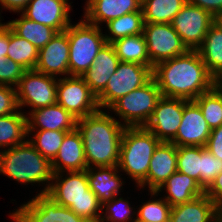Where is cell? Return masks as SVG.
Here are the masks:
<instances>
[{
    "label": "cell",
    "instance_id": "obj_3",
    "mask_svg": "<svg viewBox=\"0 0 222 222\" xmlns=\"http://www.w3.org/2000/svg\"><path fill=\"white\" fill-rule=\"evenodd\" d=\"M67 175L62 178V172L53 173L46 194L59 205L71 209L79 217L89 222H100L104 214L102 204L89 187L87 171H71L67 172Z\"/></svg>",
    "mask_w": 222,
    "mask_h": 222
},
{
    "label": "cell",
    "instance_id": "obj_36",
    "mask_svg": "<svg viewBox=\"0 0 222 222\" xmlns=\"http://www.w3.org/2000/svg\"><path fill=\"white\" fill-rule=\"evenodd\" d=\"M171 207L165 199L149 200L138 208L136 220L143 222H169Z\"/></svg>",
    "mask_w": 222,
    "mask_h": 222
},
{
    "label": "cell",
    "instance_id": "obj_14",
    "mask_svg": "<svg viewBox=\"0 0 222 222\" xmlns=\"http://www.w3.org/2000/svg\"><path fill=\"white\" fill-rule=\"evenodd\" d=\"M184 99L162 96L145 127L161 142H171L180 127Z\"/></svg>",
    "mask_w": 222,
    "mask_h": 222
},
{
    "label": "cell",
    "instance_id": "obj_31",
    "mask_svg": "<svg viewBox=\"0 0 222 222\" xmlns=\"http://www.w3.org/2000/svg\"><path fill=\"white\" fill-rule=\"evenodd\" d=\"M39 50L28 40L17 35L9 27V45L7 58L18 63L25 70L35 69Z\"/></svg>",
    "mask_w": 222,
    "mask_h": 222
},
{
    "label": "cell",
    "instance_id": "obj_25",
    "mask_svg": "<svg viewBox=\"0 0 222 222\" xmlns=\"http://www.w3.org/2000/svg\"><path fill=\"white\" fill-rule=\"evenodd\" d=\"M95 170V171H94ZM118 166H103L87 168L89 187L103 205L119 195L122 179L117 174Z\"/></svg>",
    "mask_w": 222,
    "mask_h": 222
},
{
    "label": "cell",
    "instance_id": "obj_41",
    "mask_svg": "<svg viewBox=\"0 0 222 222\" xmlns=\"http://www.w3.org/2000/svg\"><path fill=\"white\" fill-rule=\"evenodd\" d=\"M205 194L213 201L216 209L222 215V172L215 177V180L205 190Z\"/></svg>",
    "mask_w": 222,
    "mask_h": 222
},
{
    "label": "cell",
    "instance_id": "obj_38",
    "mask_svg": "<svg viewBox=\"0 0 222 222\" xmlns=\"http://www.w3.org/2000/svg\"><path fill=\"white\" fill-rule=\"evenodd\" d=\"M222 172V160L211 154L207 148L201 151L200 185L206 190L215 177Z\"/></svg>",
    "mask_w": 222,
    "mask_h": 222
},
{
    "label": "cell",
    "instance_id": "obj_26",
    "mask_svg": "<svg viewBox=\"0 0 222 222\" xmlns=\"http://www.w3.org/2000/svg\"><path fill=\"white\" fill-rule=\"evenodd\" d=\"M209 73L217 80L222 75V26L215 21L197 49Z\"/></svg>",
    "mask_w": 222,
    "mask_h": 222
},
{
    "label": "cell",
    "instance_id": "obj_1",
    "mask_svg": "<svg viewBox=\"0 0 222 222\" xmlns=\"http://www.w3.org/2000/svg\"><path fill=\"white\" fill-rule=\"evenodd\" d=\"M162 96L194 101L216 85L197 50L156 64L152 69Z\"/></svg>",
    "mask_w": 222,
    "mask_h": 222
},
{
    "label": "cell",
    "instance_id": "obj_33",
    "mask_svg": "<svg viewBox=\"0 0 222 222\" xmlns=\"http://www.w3.org/2000/svg\"><path fill=\"white\" fill-rule=\"evenodd\" d=\"M194 102L199 106L211 130L222 125V89L215 85L197 97Z\"/></svg>",
    "mask_w": 222,
    "mask_h": 222
},
{
    "label": "cell",
    "instance_id": "obj_16",
    "mask_svg": "<svg viewBox=\"0 0 222 222\" xmlns=\"http://www.w3.org/2000/svg\"><path fill=\"white\" fill-rule=\"evenodd\" d=\"M69 38L67 29L57 32L55 36L39 50L35 70L57 77L69 76Z\"/></svg>",
    "mask_w": 222,
    "mask_h": 222
},
{
    "label": "cell",
    "instance_id": "obj_43",
    "mask_svg": "<svg viewBox=\"0 0 222 222\" xmlns=\"http://www.w3.org/2000/svg\"><path fill=\"white\" fill-rule=\"evenodd\" d=\"M188 2L208 11L215 18L222 14V0H188Z\"/></svg>",
    "mask_w": 222,
    "mask_h": 222
},
{
    "label": "cell",
    "instance_id": "obj_27",
    "mask_svg": "<svg viewBox=\"0 0 222 222\" xmlns=\"http://www.w3.org/2000/svg\"><path fill=\"white\" fill-rule=\"evenodd\" d=\"M120 62L138 63L151 67L147 44L143 34L123 37L111 43Z\"/></svg>",
    "mask_w": 222,
    "mask_h": 222
},
{
    "label": "cell",
    "instance_id": "obj_20",
    "mask_svg": "<svg viewBox=\"0 0 222 222\" xmlns=\"http://www.w3.org/2000/svg\"><path fill=\"white\" fill-rule=\"evenodd\" d=\"M119 63L114 46L106 43L97 54L92 66L81 76L96 97L104 91Z\"/></svg>",
    "mask_w": 222,
    "mask_h": 222
},
{
    "label": "cell",
    "instance_id": "obj_44",
    "mask_svg": "<svg viewBox=\"0 0 222 222\" xmlns=\"http://www.w3.org/2000/svg\"><path fill=\"white\" fill-rule=\"evenodd\" d=\"M31 0H0V5L10 12H22Z\"/></svg>",
    "mask_w": 222,
    "mask_h": 222
},
{
    "label": "cell",
    "instance_id": "obj_13",
    "mask_svg": "<svg viewBox=\"0 0 222 222\" xmlns=\"http://www.w3.org/2000/svg\"><path fill=\"white\" fill-rule=\"evenodd\" d=\"M215 21L208 11L187 2L170 24L188 50H197Z\"/></svg>",
    "mask_w": 222,
    "mask_h": 222
},
{
    "label": "cell",
    "instance_id": "obj_28",
    "mask_svg": "<svg viewBox=\"0 0 222 222\" xmlns=\"http://www.w3.org/2000/svg\"><path fill=\"white\" fill-rule=\"evenodd\" d=\"M17 35L32 43L38 50L44 47L57 31L44 24L34 22L23 14L19 19L6 23Z\"/></svg>",
    "mask_w": 222,
    "mask_h": 222
},
{
    "label": "cell",
    "instance_id": "obj_47",
    "mask_svg": "<svg viewBox=\"0 0 222 222\" xmlns=\"http://www.w3.org/2000/svg\"><path fill=\"white\" fill-rule=\"evenodd\" d=\"M216 21L222 26V14L216 18Z\"/></svg>",
    "mask_w": 222,
    "mask_h": 222
},
{
    "label": "cell",
    "instance_id": "obj_7",
    "mask_svg": "<svg viewBox=\"0 0 222 222\" xmlns=\"http://www.w3.org/2000/svg\"><path fill=\"white\" fill-rule=\"evenodd\" d=\"M161 97L162 94L152 78L144 86L121 97L109 109L124 120V127H141L149 122Z\"/></svg>",
    "mask_w": 222,
    "mask_h": 222
},
{
    "label": "cell",
    "instance_id": "obj_40",
    "mask_svg": "<svg viewBox=\"0 0 222 222\" xmlns=\"http://www.w3.org/2000/svg\"><path fill=\"white\" fill-rule=\"evenodd\" d=\"M18 110L16 88L0 85V116L16 113Z\"/></svg>",
    "mask_w": 222,
    "mask_h": 222
},
{
    "label": "cell",
    "instance_id": "obj_6",
    "mask_svg": "<svg viewBox=\"0 0 222 222\" xmlns=\"http://www.w3.org/2000/svg\"><path fill=\"white\" fill-rule=\"evenodd\" d=\"M69 38V76H82L91 66L99 51L107 43L101 27L85 19L67 28Z\"/></svg>",
    "mask_w": 222,
    "mask_h": 222
},
{
    "label": "cell",
    "instance_id": "obj_32",
    "mask_svg": "<svg viewBox=\"0 0 222 222\" xmlns=\"http://www.w3.org/2000/svg\"><path fill=\"white\" fill-rule=\"evenodd\" d=\"M106 25L109 30V35H104L107 43H112L123 37L143 34V11H135L125 14L116 19L110 20L106 23Z\"/></svg>",
    "mask_w": 222,
    "mask_h": 222
},
{
    "label": "cell",
    "instance_id": "obj_22",
    "mask_svg": "<svg viewBox=\"0 0 222 222\" xmlns=\"http://www.w3.org/2000/svg\"><path fill=\"white\" fill-rule=\"evenodd\" d=\"M84 18L88 23L100 27L128 13L142 11L141 0H87Z\"/></svg>",
    "mask_w": 222,
    "mask_h": 222
},
{
    "label": "cell",
    "instance_id": "obj_8",
    "mask_svg": "<svg viewBox=\"0 0 222 222\" xmlns=\"http://www.w3.org/2000/svg\"><path fill=\"white\" fill-rule=\"evenodd\" d=\"M152 69L138 63L120 62L104 91L97 97L99 109H109L121 97L148 83L153 78Z\"/></svg>",
    "mask_w": 222,
    "mask_h": 222
},
{
    "label": "cell",
    "instance_id": "obj_37",
    "mask_svg": "<svg viewBox=\"0 0 222 222\" xmlns=\"http://www.w3.org/2000/svg\"><path fill=\"white\" fill-rule=\"evenodd\" d=\"M105 210L106 214L101 216L100 222H127L133 219V215H136V212L133 211V208L129 205L127 200H124L122 197L119 199L115 196L111 201L105 202L102 205V210Z\"/></svg>",
    "mask_w": 222,
    "mask_h": 222
},
{
    "label": "cell",
    "instance_id": "obj_23",
    "mask_svg": "<svg viewBox=\"0 0 222 222\" xmlns=\"http://www.w3.org/2000/svg\"><path fill=\"white\" fill-rule=\"evenodd\" d=\"M222 215L204 193L191 201L171 207L169 222H220Z\"/></svg>",
    "mask_w": 222,
    "mask_h": 222
},
{
    "label": "cell",
    "instance_id": "obj_24",
    "mask_svg": "<svg viewBox=\"0 0 222 222\" xmlns=\"http://www.w3.org/2000/svg\"><path fill=\"white\" fill-rule=\"evenodd\" d=\"M164 188L168 195L164 198L171 206L185 203L205 193L199 182L179 171L173 173L157 191H150L152 197Z\"/></svg>",
    "mask_w": 222,
    "mask_h": 222
},
{
    "label": "cell",
    "instance_id": "obj_10",
    "mask_svg": "<svg viewBox=\"0 0 222 222\" xmlns=\"http://www.w3.org/2000/svg\"><path fill=\"white\" fill-rule=\"evenodd\" d=\"M57 103L76 119L99 110L97 97L81 76H65L58 79Z\"/></svg>",
    "mask_w": 222,
    "mask_h": 222
},
{
    "label": "cell",
    "instance_id": "obj_42",
    "mask_svg": "<svg viewBox=\"0 0 222 222\" xmlns=\"http://www.w3.org/2000/svg\"><path fill=\"white\" fill-rule=\"evenodd\" d=\"M205 148L215 157L222 160V125L211 130Z\"/></svg>",
    "mask_w": 222,
    "mask_h": 222
},
{
    "label": "cell",
    "instance_id": "obj_2",
    "mask_svg": "<svg viewBox=\"0 0 222 222\" xmlns=\"http://www.w3.org/2000/svg\"><path fill=\"white\" fill-rule=\"evenodd\" d=\"M76 128L83 140L87 168L118 166L120 143L125 129L121 121L106 112H97L77 119Z\"/></svg>",
    "mask_w": 222,
    "mask_h": 222
},
{
    "label": "cell",
    "instance_id": "obj_30",
    "mask_svg": "<svg viewBox=\"0 0 222 222\" xmlns=\"http://www.w3.org/2000/svg\"><path fill=\"white\" fill-rule=\"evenodd\" d=\"M188 0H144V23H171Z\"/></svg>",
    "mask_w": 222,
    "mask_h": 222
},
{
    "label": "cell",
    "instance_id": "obj_21",
    "mask_svg": "<svg viewBox=\"0 0 222 222\" xmlns=\"http://www.w3.org/2000/svg\"><path fill=\"white\" fill-rule=\"evenodd\" d=\"M51 167L53 173L84 171L87 169L83 140L77 128L65 134L58 154L51 162Z\"/></svg>",
    "mask_w": 222,
    "mask_h": 222
},
{
    "label": "cell",
    "instance_id": "obj_45",
    "mask_svg": "<svg viewBox=\"0 0 222 222\" xmlns=\"http://www.w3.org/2000/svg\"><path fill=\"white\" fill-rule=\"evenodd\" d=\"M9 45V26L0 22V57H7Z\"/></svg>",
    "mask_w": 222,
    "mask_h": 222
},
{
    "label": "cell",
    "instance_id": "obj_11",
    "mask_svg": "<svg viewBox=\"0 0 222 222\" xmlns=\"http://www.w3.org/2000/svg\"><path fill=\"white\" fill-rule=\"evenodd\" d=\"M143 35L152 68L188 51L181 37L169 23H144Z\"/></svg>",
    "mask_w": 222,
    "mask_h": 222
},
{
    "label": "cell",
    "instance_id": "obj_46",
    "mask_svg": "<svg viewBox=\"0 0 222 222\" xmlns=\"http://www.w3.org/2000/svg\"><path fill=\"white\" fill-rule=\"evenodd\" d=\"M216 85L222 89V75L216 80Z\"/></svg>",
    "mask_w": 222,
    "mask_h": 222
},
{
    "label": "cell",
    "instance_id": "obj_34",
    "mask_svg": "<svg viewBox=\"0 0 222 222\" xmlns=\"http://www.w3.org/2000/svg\"><path fill=\"white\" fill-rule=\"evenodd\" d=\"M66 133V131L40 130L36 131L35 136L32 134V139H27V141L52 162L58 154Z\"/></svg>",
    "mask_w": 222,
    "mask_h": 222
},
{
    "label": "cell",
    "instance_id": "obj_39",
    "mask_svg": "<svg viewBox=\"0 0 222 222\" xmlns=\"http://www.w3.org/2000/svg\"><path fill=\"white\" fill-rule=\"evenodd\" d=\"M25 69L7 57H0V85L16 86Z\"/></svg>",
    "mask_w": 222,
    "mask_h": 222
},
{
    "label": "cell",
    "instance_id": "obj_35",
    "mask_svg": "<svg viewBox=\"0 0 222 222\" xmlns=\"http://www.w3.org/2000/svg\"><path fill=\"white\" fill-rule=\"evenodd\" d=\"M204 146L177 147V171L194 178L200 184L201 151Z\"/></svg>",
    "mask_w": 222,
    "mask_h": 222
},
{
    "label": "cell",
    "instance_id": "obj_9",
    "mask_svg": "<svg viewBox=\"0 0 222 222\" xmlns=\"http://www.w3.org/2000/svg\"><path fill=\"white\" fill-rule=\"evenodd\" d=\"M58 78L41 73L35 69L25 70L16 86L19 109L31 106L32 111L57 103Z\"/></svg>",
    "mask_w": 222,
    "mask_h": 222
},
{
    "label": "cell",
    "instance_id": "obj_12",
    "mask_svg": "<svg viewBox=\"0 0 222 222\" xmlns=\"http://www.w3.org/2000/svg\"><path fill=\"white\" fill-rule=\"evenodd\" d=\"M10 217L16 222H89L51 197L38 194L21 205Z\"/></svg>",
    "mask_w": 222,
    "mask_h": 222
},
{
    "label": "cell",
    "instance_id": "obj_4",
    "mask_svg": "<svg viewBox=\"0 0 222 222\" xmlns=\"http://www.w3.org/2000/svg\"><path fill=\"white\" fill-rule=\"evenodd\" d=\"M0 173L21 182L20 184L48 182L38 194L47 193L53 178L51 162L27 140L0 151Z\"/></svg>",
    "mask_w": 222,
    "mask_h": 222
},
{
    "label": "cell",
    "instance_id": "obj_15",
    "mask_svg": "<svg viewBox=\"0 0 222 222\" xmlns=\"http://www.w3.org/2000/svg\"><path fill=\"white\" fill-rule=\"evenodd\" d=\"M211 129L202 111L194 101L184 100V111L176 137L171 141L176 147L206 146Z\"/></svg>",
    "mask_w": 222,
    "mask_h": 222
},
{
    "label": "cell",
    "instance_id": "obj_17",
    "mask_svg": "<svg viewBox=\"0 0 222 222\" xmlns=\"http://www.w3.org/2000/svg\"><path fill=\"white\" fill-rule=\"evenodd\" d=\"M71 9L68 0H31L22 14L34 22L62 32L71 24L69 16Z\"/></svg>",
    "mask_w": 222,
    "mask_h": 222
},
{
    "label": "cell",
    "instance_id": "obj_19",
    "mask_svg": "<svg viewBox=\"0 0 222 222\" xmlns=\"http://www.w3.org/2000/svg\"><path fill=\"white\" fill-rule=\"evenodd\" d=\"M76 123L77 119L56 103L35 109L27 114V136L29 137L32 131L35 133L34 130L70 132L76 128Z\"/></svg>",
    "mask_w": 222,
    "mask_h": 222
},
{
    "label": "cell",
    "instance_id": "obj_18",
    "mask_svg": "<svg viewBox=\"0 0 222 222\" xmlns=\"http://www.w3.org/2000/svg\"><path fill=\"white\" fill-rule=\"evenodd\" d=\"M177 171V147L171 142H160L151 157L147 177L138 185L150 191L159 187Z\"/></svg>",
    "mask_w": 222,
    "mask_h": 222
},
{
    "label": "cell",
    "instance_id": "obj_5",
    "mask_svg": "<svg viewBox=\"0 0 222 222\" xmlns=\"http://www.w3.org/2000/svg\"><path fill=\"white\" fill-rule=\"evenodd\" d=\"M160 142L145 126L125 127L120 143L118 169L139 185L147 177L151 157Z\"/></svg>",
    "mask_w": 222,
    "mask_h": 222
},
{
    "label": "cell",
    "instance_id": "obj_29",
    "mask_svg": "<svg viewBox=\"0 0 222 222\" xmlns=\"http://www.w3.org/2000/svg\"><path fill=\"white\" fill-rule=\"evenodd\" d=\"M27 136V115L16 113L0 116V148H12L24 143Z\"/></svg>",
    "mask_w": 222,
    "mask_h": 222
}]
</instances>
